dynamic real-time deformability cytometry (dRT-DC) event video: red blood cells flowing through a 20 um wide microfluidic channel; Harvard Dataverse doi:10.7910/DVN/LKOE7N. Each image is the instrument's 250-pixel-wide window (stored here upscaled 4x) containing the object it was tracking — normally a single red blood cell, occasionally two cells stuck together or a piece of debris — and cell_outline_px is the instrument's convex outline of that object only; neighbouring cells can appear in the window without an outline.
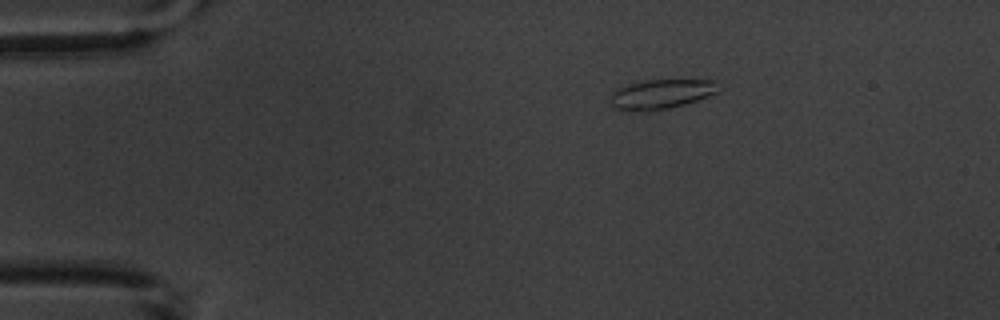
{"species": "common noctule bat (a hibernating species)", "species_latin": "Nyctalus noctula", "temperature_condition": "warm", "stored_images_in_passage": 3, "camera_frame_rate_fps": 3000, "um_per_image_px": 0.085, "animal": {"sex": "male", "body_mass_g": 20.1, "forearm_length_mm": 53.5}, "frame": {"image": 1, "passage_image": 1, "time_ms": 0.0, "image_size_px": [1000, 320], "cell_outline_px": [[724, 88], [720, 92], [684, 104], [668, 108], [648, 112], [644, 112], [616, 108], [612, 104], [612, 92], [628, 84], [644, 80], [716, 80]], "centroid_in_image_um": [56.31, 7.98], "position_along_channel_um": 28.7, "area_um2": 18.67}}
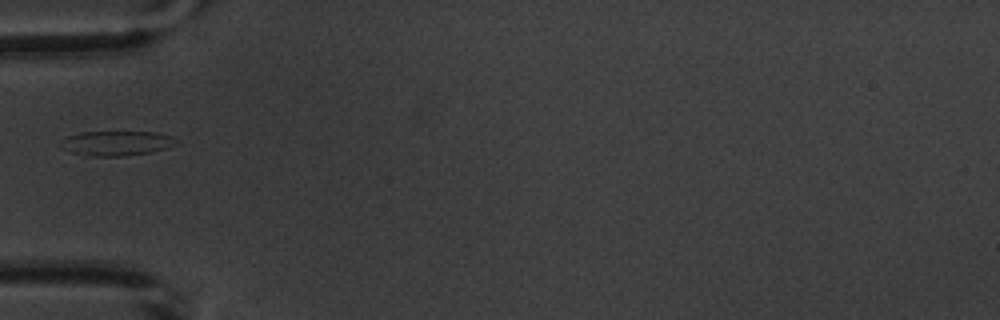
{"frame": {"image": 2, "passage_image": 3, "time_ms": 3.0, "image_size_px": [1000, 320], "cell_outline_px": [[176, 140], [172, 144], [164, 148], [152, 152], [124, 156], [92, 156], [72, 152], [64, 148], [60, 140], [68, 136], [80, 132], [156, 132], [172, 136]], "centroid_in_image_um": [9.88, 12.17], "position_along_channel_um": 75.1, "area_um2": 16.3}}